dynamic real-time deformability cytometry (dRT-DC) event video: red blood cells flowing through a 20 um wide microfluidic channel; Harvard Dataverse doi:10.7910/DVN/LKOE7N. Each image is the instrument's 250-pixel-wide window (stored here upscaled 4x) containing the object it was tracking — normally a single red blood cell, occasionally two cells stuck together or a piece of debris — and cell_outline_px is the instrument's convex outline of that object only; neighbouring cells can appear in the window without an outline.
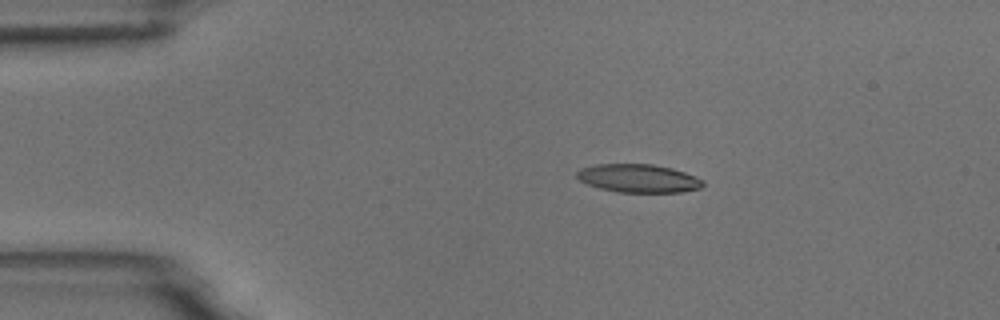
{"species": "common noctule bat (a hibernating species)", "species_latin": "Nyctalus noctula", "temperature_condition": "room temperature", "stored_images_in_passage": 9, "camera_frame_rate_fps": 3000, "um_per_image_px": 0.085, "animal": {"sex": "male", "body_mass_g": 18.8}, "frame": {"image": 1, "passage_image": 3, "time_ms": 2.333, "image_size_px": [1000, 320], "cell_outline_px": [[704, 184], [700, 188], [680, 192], [616, 192], [600, 188], [588, 184], [580, 180], [576, 176], [576, 172], [580, 168], [596, 164], [652, 164], [672, 168], [696, 176], [704, 180]], "centroid_in_image_um": [54.27, 15.15], "position_along_channel_um": 30.7, "area_um2": 20.81}}
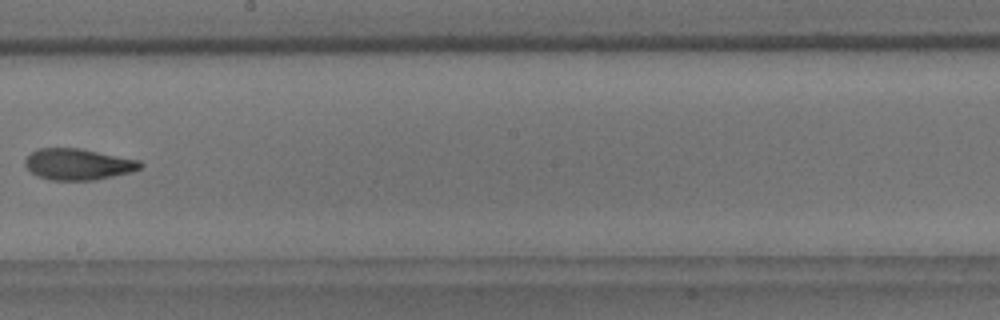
{"frame": {"image": 2, "passage_image": 9, "time_ms": 9.333, "image_size_px": [1000, 320], "cell_outline_px": [[144, 164], [140, 168], [132, 172], [96, 180], [48, 180], [36, 176], [24, 164], [24, 160], [32, 152], [40, 148], [80, 148], [140, 160]], "centroid_in_image_um": [6.65, 13.97], "position_along_channel_um": 241.5, "area_um2": 21.1}}